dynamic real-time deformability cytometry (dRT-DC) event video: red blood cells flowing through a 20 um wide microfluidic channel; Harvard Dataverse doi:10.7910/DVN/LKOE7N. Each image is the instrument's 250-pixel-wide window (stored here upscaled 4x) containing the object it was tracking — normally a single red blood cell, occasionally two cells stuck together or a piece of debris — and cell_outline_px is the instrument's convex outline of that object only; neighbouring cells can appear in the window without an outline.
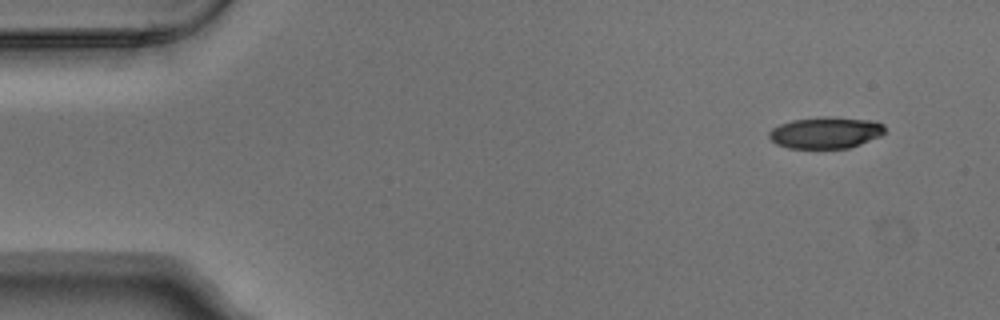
{"species": "Egyptian fruit bat (a non-hibernating species)", "species_latin": "Rousettus aegyptiacus", "temperature_condition": "warm", "stored_images_in_passage": 5, "segment_of_instrument_passage": [1, 2], "camera_frame_rate_fps": 3000, "um_per_image_px": 0.085, "animal": {"sex": "male"}, "frame": {"image": 1, "passage_image": 1, "time_ms": 0.0, "image_size_px": [1000, 320], "cell_outline_px": [[884, 132], [880, 136], [860, 144], [848, 148], [788, 148], [776, 144], [768, 136], [768, 132], [772, 128], [780, 124], [792, 120], [820, 116], [832, 116], [876, 120], [884, 124]], "centroid_in_image_um": [70.19, 11.25], "position_along_channel_um": 14.8, "area_um2": 21.56}}
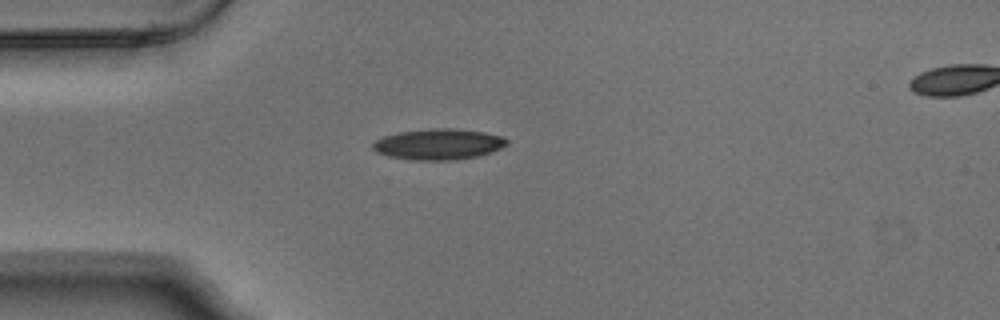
{"frame": {"image": 2, "passage_image": 4, "time_ms": 1.0, "image_size_px": [1000, 320], "cell_outline_px": [[508, 144], [492, 152], [476, 156], [456, 160], [416, 160], [388, 156], [376, 152], [372, 148], [372, 144], [376, 140], [384, 136], [400, 132], [436, 128], [452, 128], [484, 132], [504, 136], [508, 140]], "centroid_in_image_um": [37.3, 12.26], "position_along_channel_um": 47.7, "area_um2": 24.04}}